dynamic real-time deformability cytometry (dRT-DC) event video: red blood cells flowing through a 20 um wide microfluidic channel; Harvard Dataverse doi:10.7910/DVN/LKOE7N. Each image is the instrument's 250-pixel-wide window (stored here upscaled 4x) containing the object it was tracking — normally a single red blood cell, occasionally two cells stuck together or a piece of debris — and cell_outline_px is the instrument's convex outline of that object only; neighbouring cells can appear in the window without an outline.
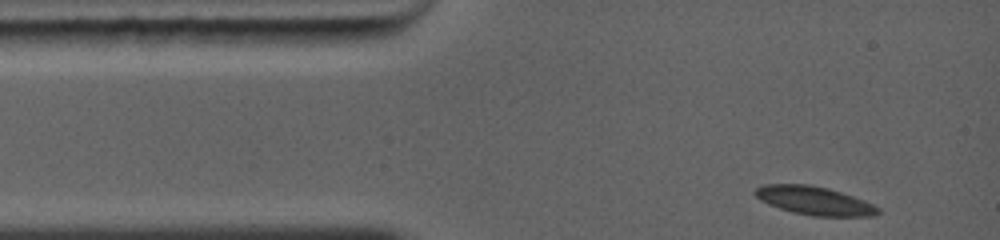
{"species": "common noctule bat (a hibernating species)", "species_latin": "Nyctalus noctula", "temperature_condition": "warm", "stored_images_in_passage": 5, "camera_frame_rate_fps": 5000, "um_per_image_px": 0.085, "animal": {"sex": "female", "body_mass_g": 19.0, "forearm_length_mm": 56.7}, "frame": {"image": 1, "passage_image": 1, "time_ms": 0.0, "image_size_px": [1000, 240], "cell_outline_px": [[880, 212], [872, 216], [812, 216], [792, 212], [768, 204], [760, 200], [752, 192], [756, 188], [764, 184], [808, 184], [828, 188], [864, 200], [880, 208]], "centroid_in_image_um": [69.19, 17.05], "position_along_channel_um": 15.8, "area_um2": 20.35}}
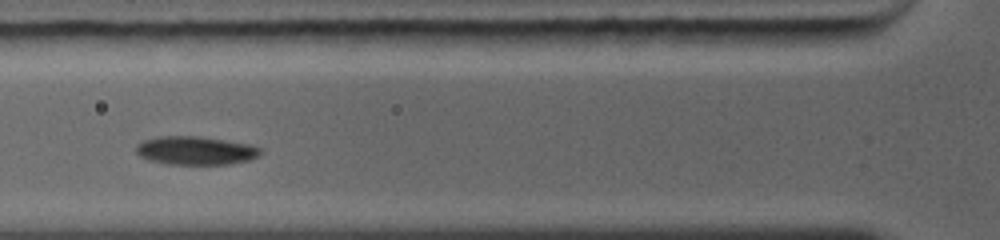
{"frame": {"image": 2, "passage_image": 4, "time_ms": 3.2, "image_size_px": [1000, 240], "cell_outline_px": [[260, 156], [248, 160], [228, 164], [168, 164], [148, 160], [140, 156], [136, 152], [136, 144], [144, 140], [160, 136], [200, 136], [252, 144], [260, 148]], "centroid_in_image_um": [16.62, 12.79], "position_along_channel_um": 109.2, "area_um2": 20.69}}
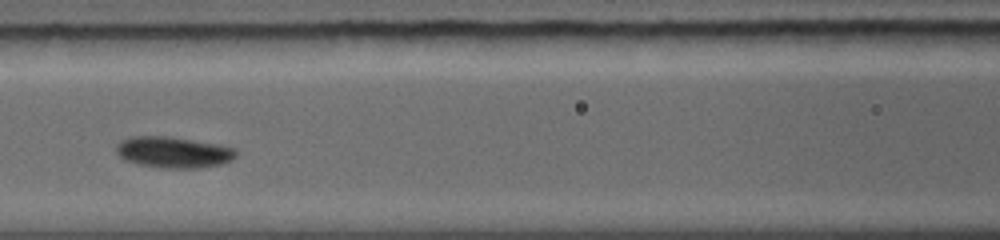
{"frame": {"image": 3, "passage_image": 5, "time_ms": 4.2, "image_size_px": [1000, 240], "cell_outline_px": [[236, 156], [232, 160], [224, 164], [200, 168], [160, 168], [140, 164], [124, 160], [116, 152], [116, 144], [120, 140], [132, 136], [164, 136], [192, 140], [216, 144], [236, 148]], "centroid_in_image_um": [14.74, 12.95], "position_along_channel_um": 151.9, "area_um2": 21.85}}